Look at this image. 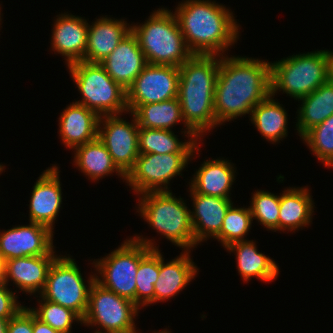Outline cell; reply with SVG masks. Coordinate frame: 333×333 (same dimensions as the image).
<instances>
[{
    "label": "cell",
    "instance_id": "30",
    "mask_svg": "<svg viewBox=\"0 0 333 333\" xmlns=\"http://www.w3.org/2000/svg\"><path fill=\"white\" fill-rule=\"evenodd\" d=\"M182 142L172 130L139 127V154L193 153L201 140L188 139ZM197 141H199L197 143Z\"/></svg>",
    "mask_w": 333,
    "mask_h": 333
},
{
    "label": "cell",
    "instance_id": "2",
    "mask_svg": "<svg viewBox=\"0 0 333 333\" xmlns=\"http://www.w3.org/2000/svg\"><path fill=\"white\" fill-rule=\"evenodd\" d=\"M230 11L211 0H185L176 7L174 14L193 55L222 56L238 41L240 25Z\"/></svg>",
    "mask_w": 333,
    "mask_h": 333
},
{
    "label": "cell",
    "instance_id": "19",
    "mask_svg": "<svg viewBox=\"0 0 333 333\" xmlns=\"http://www.w3.org/2000/svg\"><path fill=\"white\" fill-rule=\"evenodd\" d=\"M182 251L179 256L164 263L159 250V275L154 284V303L168 301L181 292L195 278L199 270L189 255Z\"/></svg>",
    "mask_w": 333,
    "mask_h": 333
},
{
    "label": "cell",
    "instance_id": "37",
    "mask_svg": "<svg viewBox=\"0 0 333 333\" xmlns=\"http://www.w3.org/2000/svg\"><path fill=\"white\" fill-rule=\"evenodd\" d=\"M15 294L7 284H0V318H12L23 307Z\"/></svg>",
    "mask_w": 333,
    "mask_h": 333
},
{
    "label": "cell",
    "instance_id": "20",
    "mask_svg": "<svg viewBox=\"0 0 333 333\" xmlns=\"http://www.w3.org/2000/svg\"><path fill=\"white\" fill-rule=\"evenodd\" d=\"M100 116L84 105L73 102L63 109L59 117V136L66 148L74 149L79 145L97 138Z\"/></svg>",
    "mask_w": 333,
    "mask_h": 333
},
{
    "label": "cell",
    "instance_id": "34",
    "mask_svg": "<svg viewBox=\"0 0 333 333\" xmlns=\"http://www.w3.org/2000/svg\"><path fill=\"white\" fill-rule=\"evenodd\" d=\"M39 307L29 309L35 314V316L42 322L50 325L53 329L60 331L61 333H71L72 324H82V318L73 310L63 307L57 303L45 300L39 296Z\"/></svg>",
    "mask_w": 333,
    "mask_h": 333
},
{
    "label": "cell",
    "instance_id": "11",
    "mask_svg": "<svg viewBox=\"0 0 333 333\" xmlns=\"http://www.w3.org/2000/svg\"><path fill=\"white\" fill-rule=\"evenodd\" d=\"M199 149L197 147L193 153L139 154L125 181L137 195L171 191L168 188L170 180L175 176H182V170Z\"/></svg>",
    "mask_w": 333,
    "mask_h": 333
},
{
    "label": "cell",
    "instance_id": "1",
    "mask_svg": "<svg viewBox=\"0 0 333 333\" xmlns=\"http://www.w3.org/2000/svg\"><path fill=\"white\" fill-rule=\"evenodd\" d=\"M271 94L270 62L221 56L214 94L216 126L243 115Z\"/></svg>",
    "mask_w": 333,
    "mask_h": 333
},
{
    "label": "cell",
    "instance_id": "43",
    "mask_svg": "<svg viewBox=\"0 0 333 333\" xmlns=\"http://www.w3.org/2000/svg\"><path fill=\"white\" fill-rule=\"evenodd\" d=\"M154 333H156V332L154 331ZM157 333H171V332L167 331L166 329L165 330L163 329V331H160V332L158 331Z\"/></svg>",
    "mask_w": 333,
    "mask_h": 333
},
{
    "label": "cell",
    "instance_id": "10",
    "mask_svg": "<svg viewBox=\"0 0 333 333\" xmlns=\"http://www.w3.org/2000/svg\"><path fill=\"white\" fill-rule=\"evenodd\" d=\"M138 312L139 307L135 303L94 281L82 324L103 328L96 329L97 332L137 333L134 319Z\"/></svg>",
    "mask_w": 333,
    "mask_h": 333
},
{
    "label": "cell",
    "instance_id": "3",
    "mask_svg": "<svg viewBox=\"0 0 333 333\" xmlns=\"http://www.w3.org/2000/svg\"><path fill=\"white\" fill-rule=\"evenodd\" d=\"M220 58L193 55L179 67L178 99L183 122L199 140L216 127L214 94Z\"/></svg>",
    "mask_w": 333,
    "mask_h": 333
},
{
    "label": "cell",
    "instance_id": "4",
    "mask_svg": "<svg viewBox=\"0 0 333 333\" xmlns=\"http://www.w3.org/2000/svg\"><path fill=\"white\" fill-rule=\"evenodd\" d=\"M146 62L180 67L193 56L186 45L173 11L158 8L141 25H132Z\"/></svg>",
    "mask_w": 333,
    "mask_h": 333
},
{
    "label": "cell",
    "instance_id": "14",
    "mask_svg": "<svg viewBox=\"0 0 333 333\" xmlns=\"http://www.w3.org/2000/svg\"><path fill=\"white\" fill-rule=\"evenodd\" d=\"M54 231L49 227L30 222L0 231V256L3 260L27 256L56 255L53 245Z\"/></svg>",
    "mask_w": 333,
    "mask_h": 333
},
{
    "label": "cell",
    "instance_id": "25",
    "mask_svg": "<svg viewBox=\"0 0 333 333\" xmlns=\"http://www.w3.org/2000/svg\"><path fill=\"white\" fill-rule=\"evenodd\" d=\"M280 194L278 231H293L309 226L314 212V201L305 187H289Z\"/></svg>",
    "mask_w": 333,
    "mask_h": 333
},
{
    "label": "cell",
    "instance_id": "12",
    "mask_svg": "<svg viewBox=\"0 0 333 333\" xmlns=\"http://www.w3.org/2000/svg\"><path fill=\"white\" fill-rule=\"evenodd\" d=\"M131 115V122L121 118L120 114L101 116L97 135L112 156L113 162L125 175L134 167L139 156V126L134 115Z\"/></svg>",
    "mask_w": 333,
    "mask_h": 333
},
{
    "label": "cell",
    "instance_id": "33",
    "mask_svg": "<svg viewBox=\"0 0 333 333\" xmlns=\"http://www.w3.org/2000/svg\"><path fill=\"white\" fill-rule=\"evenodd\" d=\"M301 139L318 161L325 167H333V115L307 131Z\"/></svg>",
    "mask_w": 333,
    "mask_h": 333
},
{
    "label": "cell",
    "instance_id": "32",
    "mask_svg": "<svg viewBox=\"0 0 333 333\" xmlns=\"http://www.w3.org/2000/svg\"><path fill=\"white\" fill-rule=\"evenodd\" d=\"M253 217L250 207H229L223 219L220 233L215 239L220 241L224 248L235 242L244 241L251 229Z\"/></svg>",
    "mask_w": 333,
    "mask_h": 333
},
{
    "label": "cell",
    "instance_id": "36",
    "mask_svg": "<svg viewBox=\"0 0 333 333\" xmlns=\"http://www.w3.org/2000/svg\"><path fill=\"white\" fill-rule=\"evenodd\" d=\"M7 333H33V312L27 306L9 319Z\"/></svg>",
    "mask_w": 333,
    "mask_h": 333
},
{
    "label": "cell",
    "instance_id": "45",
    "mask_svg": "<svg viewBox=\"0 0 333 333\" xmlns=\"http://www.w3.org/2000/svg\"><path fill=\"white\" fill-rule=\"evenodd\" d=\"M2 19H1V7H0V21H1ZM0 25H1V23H0Z\"/></svg>",
    "mask_w": 333,
    "mask_h": 333
},
{
    "label": "cell",
    "instance_id": "5",
    "mask_svg": "<svg viewBox=\"0 0 333 333\" xmlns=\"http://www.w3.org/2000/svg\"><path fill=\"white\" fill-rule=\"evenodd\" d=\"M138 196L137 212L152 229L184 251L195 248L190 209L184 199L176 198L172 191L147 192Z\"/></svg>",
    "mask_w": 333,
    "mask_h": 333
},
{
    "label": "cell",
    "instance_id": "22",
    "mask_svg": "<svg viewBox=\"0 0 333 333\" xmlns=\"http://www.w3.org/2000/svg\"><path fill=\"white\" fill-rule=\"evenodd\" d=\"M58 255H41L14 258L6 262V284L13 281L20 291L41 294L49 268ZM40 292V293H39Z\"/></svg>",
    "mask_w": 333,
    "mask_h": 333
},
{
    "label": "cell",
    "instance_id": "44",
    "mask_svg": "<svg viewBox=\"0 0 333 333\" xmlns=\"http://www.w3.org/2000/svg\"><path fill=\"white\" fill-rule=\"evenodd\" d=\"M95 333H114V332H100V331H94Z\"/></svg>",
    "mask_w": 333,
    "mask_h": 333
},
{
    "label": "cell",
    "instance_id": "6",
    "mask_svg": "<svg viewBox=\"0 0 333 333\" xmlns=\"http://www.w3.org/2000/svg\"><path fill=\"white\" fill-rule=\"evenodd\" d=\"M271 95L283 91L298 100L329 81L328 50L300 53L270 63Z\"/></svg>",
    "mask_w": 333,
    "mask_h": 333
},
{
    "label": "cell",
    "instance_id": "9",
    "mask_svg": "<svg viewBox=\"0 0 333 333\" xmlns=\"http://www.w3.org/2000/svg\"><path fill=\"white\" fill-rule=\"evenodd\" d=\"M74 260L69 255L68 257L59 255L53 261L40 297L73 310L83 319L88 307L89 292L95 281V273L90 275L86 285Z\"/></svg>",
    "mask_w": 333,
    "mask_h": 333
},
{
    "label": "cell",
    "instance_id": "7",
    "mask_svg": "<svg viewBox=\"0 0 333 333\" xmlns=\"http://www.w3.org/2000/svg\"><path fill=\"white\" fill-rule=\"evenodd\" d=\"M142 235L124 240L113 252L102 259H94L95 281L118 296L136 304V273L140 260L151 250L159 249L153 239ZM155 243V244H154Z\"/></svg>",
    "mask_w": 333,
    "mask_h": 333
},
{
    "label": "cell",
    "instance_id": "16",
    "mask_svg": "<svg viewBox=\"0 0 333 333\" xmlns=\"http://www.w3.org/2000/svg\"><path fill=\"white\" fill-rule=\"evenodd\" d=\"M52 29L51 50L62 54L66 65L82 61L85 57L88 22L81 16L64 13L56 16Z\"/></svg>",
    "mask_w": 333,
    "mask_h": 333
},
{
    "label": "cell",
    "instance_id": "27",
    "mask_svg": "<svg viewBox=\"0 0 333 333\" xmlns=\"http://www.w3.org/2000/svg\"><path fill=\"white\" fill-rule=\"evenodd\" d=\"M74 150V165L92 181H99L114 172L126 180V175L113 162L112 156L98 137L75 147Z\"/></svg>",
    "mask_w": 333,
    "mask_h": 333
},
{
    "label": "cell",
    "instance_id": "23",
    "mask_svg": "<svg viewBox=\"0 0 333 333\" xmlns=\"http://www.w3.org/2000/svg\"><path fill=\"white\" fill-rule=\"evenodd\" d=\"M227 159L204 161L191 178L190 188L198 194L230 198L236 168Z\"/></svg>",
    "mask_w": 333,
    "mask_h": 333
},
{
    "label": "cell",
    "instance_id": "21",
    "mask_svg": "<svg viewBox=\"0 0 333 333\" xmlns=\"http://www.w3.org/2000/svg\"><path fill=\"white\" fill-rule=\"evenodd\" d=\"M130 32L131 25L125 19L103 16L92 22V25L88 23L87 48L82 61L100 63Z\"/></svg>",
    "mask_w": 333,
    "mask_h": 333
},
{
    "label": "cell",
    "instance_id": "42",
    "mask_svg": "<svg viewBox=\"0 0 333 333\" xmlns=\"http://www.w3.org/2000/svg\"><path fill=\"white\" fill-rule=\"evenodd\" d=\"M5 166L4 165H2V164H0V174L3 172V170L5 171Z\"/></svg>",
    "mask_w": 333,
    "mask_h": 333
},
{
    "label": "cell",
    "instance_id": "13",
    "mask_svg": "<svg viewBox=\"0 0 333 333\" xmlns=\"http://www.w3.org/2000/svg\"><path fill=\"white\" fill-rule=\"evenodd\" d=\"M179 67L147 63L126 90L127 105L160 103L178 97Z\"/></svg>",
    "mask_w": 333,
    "mask_h": 333
},
{
    "label": "cell",
    "instance_id": "26",
    "mask_svg": "<svg viewBox=\"0 0 333 333\" xmlns=\"http://www.w3.org/2000/svg\"><path fill=\"white\" fill-rule=\"evenodd\" d=\"M226 249L235 253L238 273L244 282L253 277L264 282H272L277 278L278 264L269 256L259 252L253 240L235 242Z\"/></svg>",
    "mask_w": 333,
    "mask_h": 333
},
{
    "label": "cell",
    "instance_id": "8",
    "mask_svg": "<svg viewBox=\"0 0 333 333\" xmlns=\"http://www.w3.org/2000/svg\"><path fill=\"white\" fill-rule=\"evenodd\" d=\"M71 78L75 82L82 100L75 101L105 115L128 113L126 90L116 83L100 63L77 61L68 65Z\"/></svg>",
    "mask_w": 333,
    "mask_h": 333
},
{
    "label": "cell",
    "instance_id": "31",
    "mask_svg": "<svg viewBox=\"0 0 333 333\" xmlns=\"http://www.w3.org/2000/svg\"><path fill=\"white\" fill-rule=\"evenodd\" d=\"M159 275V249H151L139 262L136 273V305L154 304V284Z\"/></svg>",
    "mask_w": 333,
    "mask_h": 333
},
{
    "label": "cell",
    "instance_id": "28",
    "mask_svg": "<svg viewBox=\"0 0 333 333\" xmlns=\"http://www.w3.org/2000/svg\"><path fill=\"white\" fill-rule=\"evenodd\" d=\"M298 101H302V104L296 112L298 117L295 127L301 138L307 131L333 115V84L328 81Z\"/></svg>",
    "mask_w": 333,
    "mask_h": 333
},
{
    "label": "cell",
    "instance_id": "17",
    "mask_svg": "<svg viewBox=\"0 0 333 333\" xmlns=\"http://www.w3.org/2000/svg\"><path fill=\"white\" fill-rule=\"evenodd\" d=\"M100 64L116 83L127 90L147 62L136 36L131 31Z\"/></svg>",
    "mask_w": 333,
    "mask_h": 333
},
{
    "label": "cell",
    "instance_id": "40",
    "mask_svg": "<svg viewBox=\"0 0 333 333\" xmlns=\"http://www.w3.org/2000/svg\"><path fill=\"white\" fill-rule=\"evenodd\" d=\"M329 81L333 84V51L328 50Z\"/></svg>",
    "mask_w": 333,
    "mask_h": 333
},
{
    "label": "cell",
    "instance_id": "41",
    "mask_svg": "<svg viewBox=\"0 0 333 333\" xmlns=\"http://www.w3.org/2000/svg\"><path fill=\"white\" fill-rule=\"evenodd\" d=\"M10 318H0V333H7Z\"/></svg>",
    "mask_w": 333,
    "mask_h": 333
},
{
    "label": "cell",
    "instance_id": "18",
    "mask_svg": "<svg viewBox=\"0 0 333 333\" xmlns=\"http://www.w3.org/2000/svg\"><path fill=\"white\" fill-rule=\"evenodd\" d=\"M189 191L193 201L190 219L196 247L205 240L214 239L220 233L226 212L233 203L230 198L195 193L190 187Z\"/></svg>",
    "mask_w": 333,
    "mask_h": 333
},
{
    "label": "cell",
    "instance_id": "29",
    "mask_svg": "<svg viewBox=\"0 0 333 333\" xmlns=\"http://www.w3.org/2000/svg\"><path fill=\"white\" fill-rule=\"evenodd\" d=\"M271 94L252 109L250 121L258 132L272 144L287 137L288 114Z\"/></svg>",
    "mask_w": 333,
    "mask_h": 333
},
{
    "label": "cell",
    "instance_id": "39",
    "mask_svg": "<svg viewBox=\"0 0 333 333\" xmlns=\"http://www.w3.org/2000/svg\"><path fill=\"white\" fill-rule=\"evenodd\" d=\"M0 284H6V262L0 256Z\"/></svg>",
    "mask_w": 333,
    "mask_h": 333
},
{
    "label": "cell",
    "instance_id": "15",
    "mask_svg": "<svg viewBox=\"0 0 333 333\" xmlns=\"http://www.w3.org/2000/svg\"><path fill=\"white\" fill-rule=\"evenodd\" d=\"M56 164L44 170L35 182L29 204V222L54 230V223L62 204V189Z\"/></svg>",
    "mask_w": 333,
    "mask_h": 333
},
{
    "label": "cell",
    "instance_id": "24",
    "mask_svg": "<svg viewBox=\"0 0 333 333\" xmlns=\"http://www.w3.org/2000/svg\"><path fill=\"white\" fill-rule=\"evenodd\" d=\"M128 113H132L141 128L172 130L182 121L185 126L183 135L189 139H199L183 122L181 104L178 97L160 103L143 105H127Z\"/></svg>",
    "mask_w": 333,
    "mask_h": 333
},
{
    "label": "cell",
    "instance_id": "35",
    "mask_svg": "<svg viewBox=\"0 0 333 333\" xmlns=\"http://www.w3.org/2000/svg\"><path fill=\"white\" fill-rule=\"evenodd\" d=\"M252 196L249 207L253 220H257L267 230L278 231L280 195L257 190Z\"/></svg>",
    "mask_w": 333,
    "mask_h": 333
},
{
    "label": "cell",
    "instance_id": "38",
    "mask_svg": "<svg viewBox=\"0 0 333 333\" xmlns=\"http://www.w3.org/2000/svg\"><path fill=\"white\" fill-rule=\"evenodd\" d=\"M33 333H61V332L53 329L50 325L42 322L33 313Z\"/></svg>",
    "mask_w": 333,
    "mask_h": 333
}]
</instances>
